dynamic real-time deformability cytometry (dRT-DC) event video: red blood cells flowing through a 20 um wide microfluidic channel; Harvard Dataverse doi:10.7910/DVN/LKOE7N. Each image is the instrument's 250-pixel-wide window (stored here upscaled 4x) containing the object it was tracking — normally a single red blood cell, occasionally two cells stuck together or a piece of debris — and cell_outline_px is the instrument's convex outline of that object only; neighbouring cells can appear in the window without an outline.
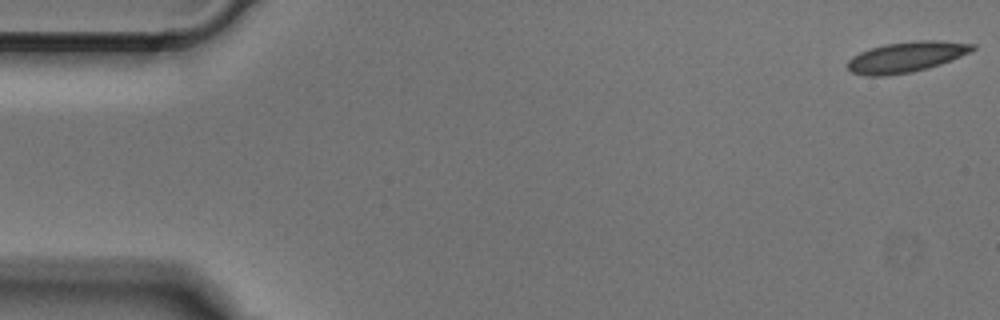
{"species": "Egyptian fruit bat (a non-hibernating species)", "species_latin": "Rousettus aegyptiacus", "temperature_condition": "cold", "stored_images_in_passage": 50, "camera_frame_rate_fps": 3000, "um_per_image_px": 0.085, "animal": {"sex": "male"}, "frame": {"image": 1, "passage_image": 1, "time_ms": 0.0, "image_size_px": [1000, 320], "cell_outline_px": [[976, 48], [952, 60], [928, 68], [912, 72], [884, 76], [868, 76], [852, 72], [848, 68], [848, 60], [852, 56], [860, 52], [884, 44], [916, 40], [940, 40], [976, 44]], "centroid_in_image_um": [77.04, 4.83], "position_along_channel_um": 8.0, "area_um2": 22.2}}
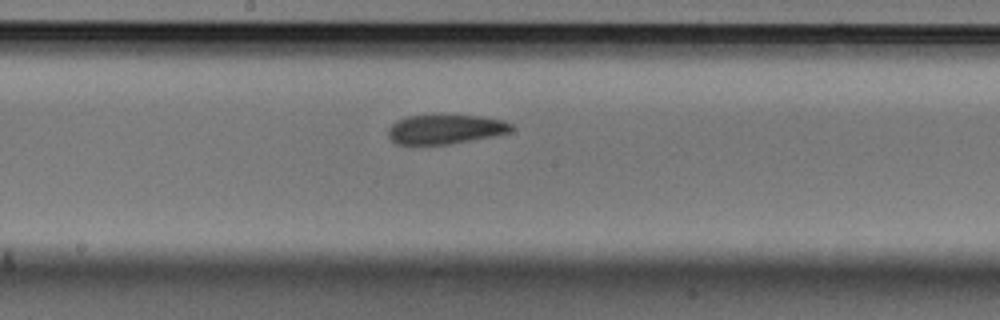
{"frame": {"image": 2, "passage_image": 26, "time_ms": 8.333, "image_size_px": [1000, 320], "cell_outline_px": [[512, 132], [492, 136], [448, 144], [396, 144], [388, 136], [388, 132], [392, 124], [396, 120], [408, 116], [480, 116], [504, 120], [512, 124]], "centroid_in_image_um": [37.86, 10.99], "position_along_channel_um": 210.3, "area_um2": 20.75}}
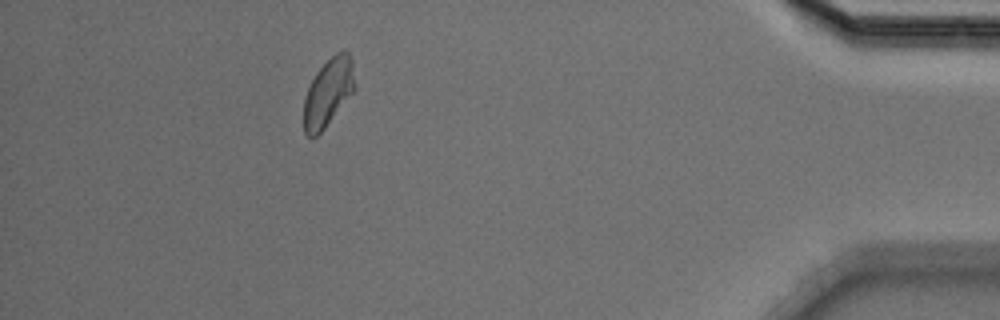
{"frame": {"image": 3, "passage_image": 45, "time_ms": 14.667, "image_size_px": [1000, 320], "cell_outline_px": [[356, 88], [324, 128], [312, 140], [304, 132], [304, 96], [316, 72], [336, 52], [344, 48], [348, 52], [352, 60]], "centroid_in_image_um": [27.9, 7.84], "position_along_channel_um": 407.3, "area_um2": 20.11}}